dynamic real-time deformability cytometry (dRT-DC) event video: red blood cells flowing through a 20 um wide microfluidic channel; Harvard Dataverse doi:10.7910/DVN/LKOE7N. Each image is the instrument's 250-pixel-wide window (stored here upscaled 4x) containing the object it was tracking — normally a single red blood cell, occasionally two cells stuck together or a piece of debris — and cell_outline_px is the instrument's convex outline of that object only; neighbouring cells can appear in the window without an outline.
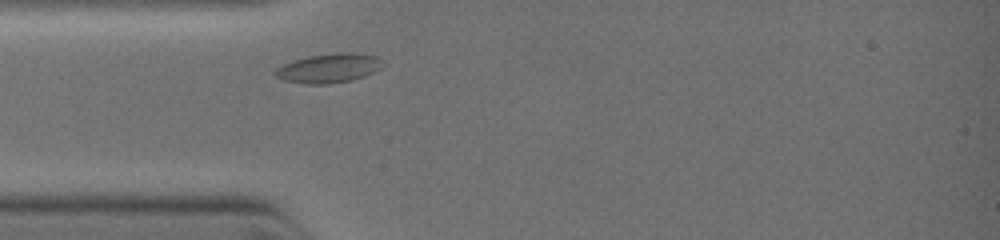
{"species": "common noctule bat (a hibernating species)", "species_latin": "Nyctalus noctula", "temperature_condition": "warm", "stored_images_in_passage": 25, "camera_frame_rate_fps": 3000, "um_per_image_px": 0.085, "animal": {"sex": "female", "body_mass_g": 19.0, "forearm_length_mm": 51.5}, "frame": {"image": 1, "passage_image": 2, "time_ms": 0.333, "image_size_px": [1000, 240], "cell_outline_px": [[380, 68], [364, 76], [352, 80], [328, 84], [308, 84], [284, 80], [276, 76], [272, 72], [276, 68], [292, 60], [308, 56], [336, 52], [356, 52], [376, 56], [380, 60]], "centroid_in_image_um": [27.9, 5.78], "position_along_channel_um": 57.1, "area_um2": 18.26}}
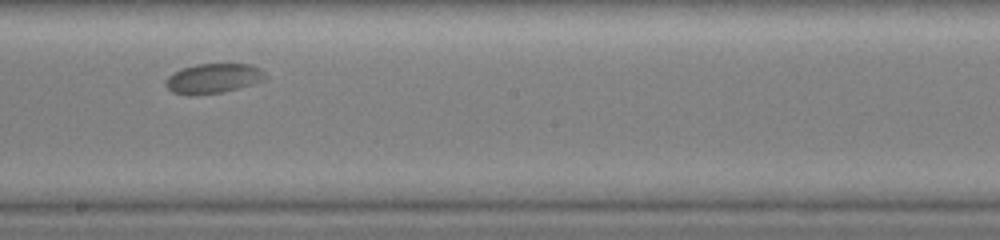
{"frame": {"image": 2, "passage_image": 13, "time_ms": 3.667, "image_size_px": [1000, 240], "cell_outline_px": [[268, 76], [264, 80], [236, 88], [220, 92], [172, 92], [164, 84], [168, 76], [184, 68], [196, 64], [248, 64], [260, 68]], "centroid_in_image_um": [18.18, 6.61], "position_along_channel_um": 230.0, "area_um2": 16.36}}
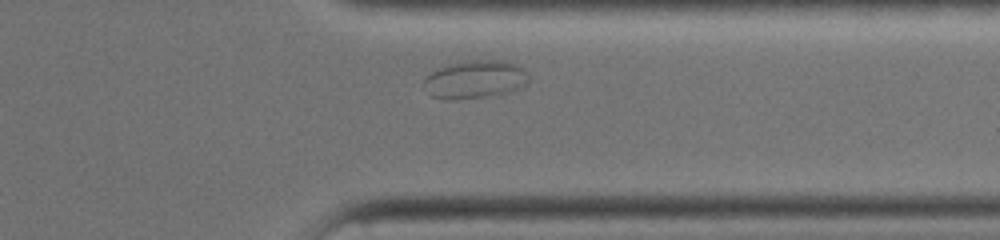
{"frame": {"image": 3, "passage_image": 22, "time_ms": 6.333, "image_size_px": [1000, 240], "cell_outline_px": [[528, 80], [524, 84], [508, 92], [484, 96], [452, 100], [444, 100], [432, 96], [424, 84], [424, 80], [432, 72], [440, 68], [464, 60], [508, 60], [524, 68], [528, 76]], "centroid_in_image_um": [40.39, 6.73], "position_along_channel_um": 371.0, "area_um2": 22.89}}